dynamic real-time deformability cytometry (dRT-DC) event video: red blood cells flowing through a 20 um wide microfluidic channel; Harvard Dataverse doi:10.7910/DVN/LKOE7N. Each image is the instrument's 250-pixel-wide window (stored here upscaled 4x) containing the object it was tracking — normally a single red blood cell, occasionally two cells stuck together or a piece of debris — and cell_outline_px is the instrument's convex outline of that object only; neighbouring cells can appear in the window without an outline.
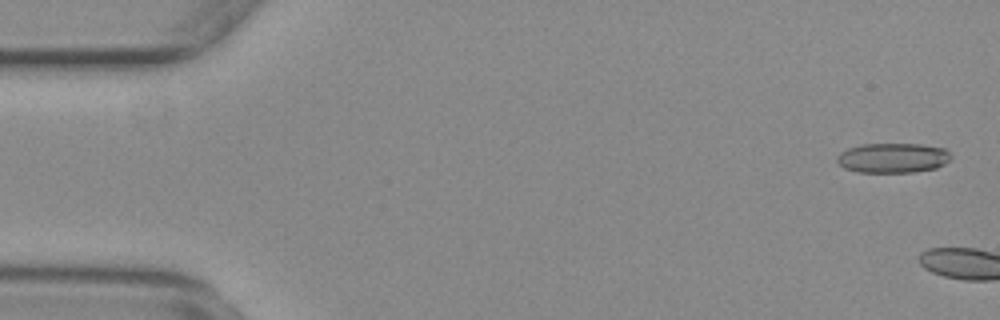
{"species": "common noctule bat (a hibernating species)", "species_latin": "Nyctalus noctula", "temperature_condition": "warm", "stored_images_in_passage": 5, "camera_frame_rate_fps": 3000, "um_per_image_px": 0.085, "animal": {"sex": "female", "body_mass_g": 29.2, "forearm_length_mm": 56.3}, "frame": {"image": 1, "passage_image": 2, "time_ms": 0.333, "image_size_px": [1000, 320], "cell_outline_px": [[952, 156], [944, 164], [936, 168], [912, 172], [860, 172], [844, 168], [836, 160], [836, 156], [840, 152], [848, 148], [864, 144], [920, 144], [944, 148]], "centroid_in_image_um": [75.87, 13.42], "position_along_channel_um": 9.1, "area_um2": 19.71}}